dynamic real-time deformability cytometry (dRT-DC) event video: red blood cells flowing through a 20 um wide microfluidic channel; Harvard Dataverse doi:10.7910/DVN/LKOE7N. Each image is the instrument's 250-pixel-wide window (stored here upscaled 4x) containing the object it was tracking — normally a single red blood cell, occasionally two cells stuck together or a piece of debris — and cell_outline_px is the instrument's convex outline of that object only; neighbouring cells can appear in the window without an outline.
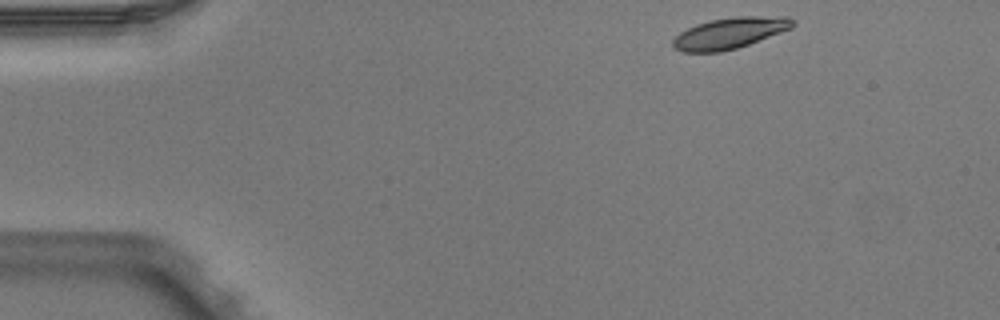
{"species": "Egyptian fruit bat (a non-hibernating species)", "species_latin": "Rousettus aegyptiacus", "temperature_condition": "warm", "stored_images_in_passage": 3, "camera_frame_rate_fps": 3000, "um_per_image_px": 0.085, "animal": {"sex": "male"}, "frame": {"image": 1, "passage_image": 1, "time_ms": 0.0, "image_size_px": [1000, 320], "cell_outline_px": [[796, 24], [792, 28], [748, 44], [736, 48], [720, 52], [684, 52], [676, 48], [672, 44], [672, 40], [680, 32], [696, 24], [712, 20], [736, 16], [788, 16], [796, 20]], "centroid_in_image_um": [62.07, 2.8], "position_along_channel_um": 22.9, "area_um2": 21.68}}
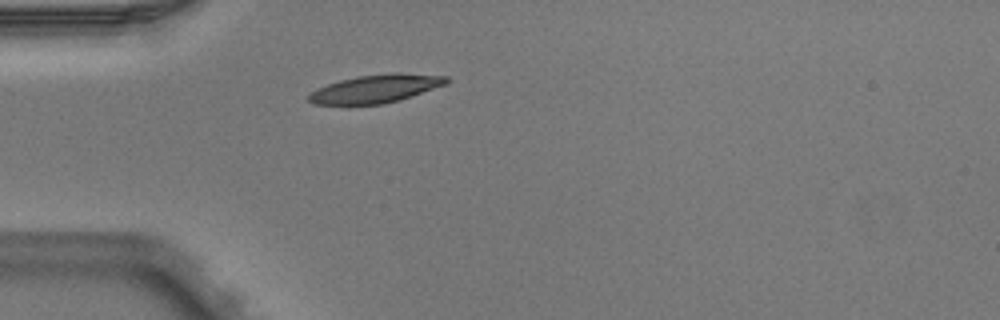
{"frame": {"image": 2, "passage_image": 3, "time_ms": 0.667, "image_size_px": [1000, 320], "cell_outline_px": [[448, 84], [412, 96], [384, 104], [312, 104], [308, 100], [308, 96], [316, 88], [340, 80], [356, 76], [396, 72], [448, 76]], "centroid_in_image_um": [31.96, 7.53], "position_along_channel_um": 53.0, "area_um2": 22.6}}